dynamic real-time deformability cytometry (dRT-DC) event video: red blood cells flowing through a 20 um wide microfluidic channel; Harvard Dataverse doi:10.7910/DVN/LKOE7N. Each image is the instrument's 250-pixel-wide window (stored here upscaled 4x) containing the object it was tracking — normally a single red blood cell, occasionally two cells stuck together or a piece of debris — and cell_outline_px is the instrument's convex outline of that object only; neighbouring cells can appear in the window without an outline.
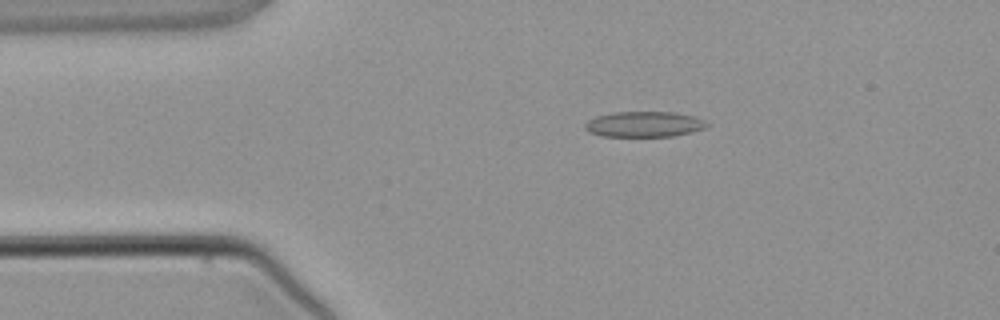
{"species": "common noctule bat (a hibernating species)", "species_latin": "Nyctalus noctula", "temperature_condition": "warm", "stored_images_in_passage": 3, "camera_frame_rate_fps": 3000, "um_per_image_px": 0.085, "animal": {"sex": "male", "body_mass_g": 21.5, "forearm_length_mm": 52.0}, "frame": {"image": 1, "passage_image": 3, "time_ms": 3.0, "image_size_px": [1000, 320], "cell_outline_px": [[708, 124], [704, 128], [672, 136], [600, 136], [588, 132], [584, 128], [584, 124], [588, 120], [596, 116], [612, 112], [676, 112], [696, 116], [704, 120]], "centroid_in_image_um": [54.71, 10.55], "position_along_channel_um": 30.3, "area_um2": 18.15}}